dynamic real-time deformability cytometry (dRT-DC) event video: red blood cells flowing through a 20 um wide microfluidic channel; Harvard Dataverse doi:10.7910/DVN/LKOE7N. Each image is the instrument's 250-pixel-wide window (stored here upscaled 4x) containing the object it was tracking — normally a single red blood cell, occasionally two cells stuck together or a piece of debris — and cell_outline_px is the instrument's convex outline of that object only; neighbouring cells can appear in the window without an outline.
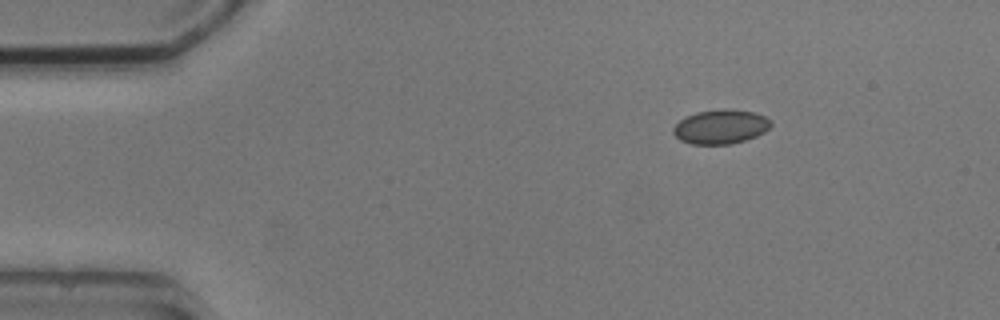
{"species": "common noctule bat (a hibernating species)", "species_latin": "Nyctalus noctula", "temperature_condition": "cold", "stored_images_in_passage": 5, "camera_frame_rate_fps": 3000, "um_per_image_px": 0.085, "animal": {"sex": "male", "body_mass_g": 20.5, "forearm_length_mm": 52.5}, "frame": {"image": 1, "passage_image": 1, "time_ms": 0.0, "image_size_px": [1000, 320], "cell_outline_px": [[772, 124], [764, 132], [756, 136], [732, 144], [692, 144], [680, 140], [672, 132], [672, 128], [684, 116], [696, 112], [720, 108], [724, 108], [756, 112], [772, 120]], "centroid_in_image_um": [61.25, 10.75], "position_along_channel_um": 23.8, "area_um2": 19.71}}
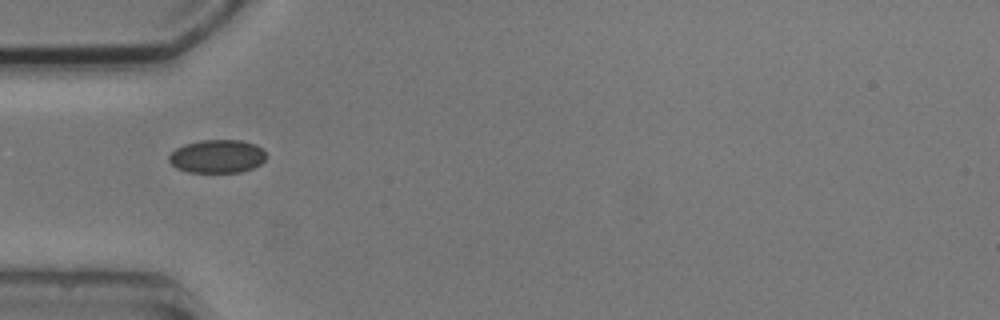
{"frame": {"image": 2, "passage_image": 3, "time_ms": 3.0, "image_size_px": [1000, 320], "cell_outline_px": [[268, 156], [260, 164], [252, 168], [240, 172], [188, 172], [176, 168], [168, 160], [168, 156], [176, 148], [184, 144], [200, 140], [240, 140], [256, 144]], "centroid_in_image_um": [18.45, 13.28], "position_along_channel_um": 66.5, "area_um2": 18.9}}